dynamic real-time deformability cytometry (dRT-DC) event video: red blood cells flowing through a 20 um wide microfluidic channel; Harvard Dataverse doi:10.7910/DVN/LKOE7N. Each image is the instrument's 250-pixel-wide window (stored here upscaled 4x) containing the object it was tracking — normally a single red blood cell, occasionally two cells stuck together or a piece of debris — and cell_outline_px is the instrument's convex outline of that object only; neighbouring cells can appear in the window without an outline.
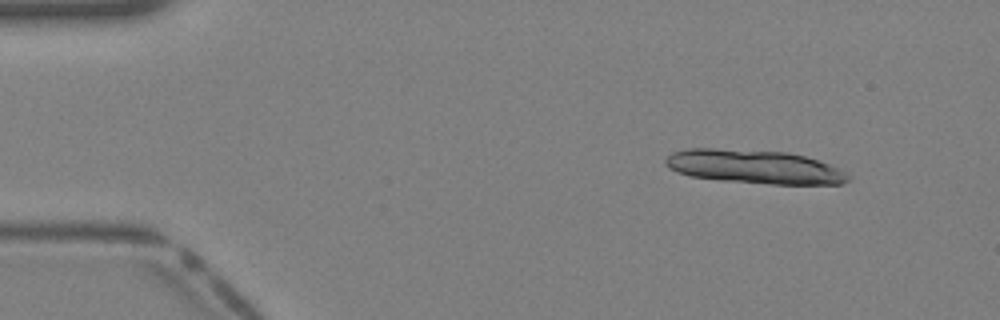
{"species": "Egyptian fruit bat (a non-hibernating species)", "species_latin": "Rousettus aegyptiacus", "temperature_condition": "warm", "stored_images_in_passage": 14, "camera_frame_rate_fps": 3000, "um_per_image_px": 0.085, "animal": {"sex": "female"}, "frame": {"image": 1, "passage_image": 3, "time_ms": 0.667, "image_size_px": [1000, 320], "cell_outline_px": [[852, 176], [848, 180], [840, 184], [772, 184], [720, 180], [692, 176], [676, 172], [668, 168], [664, 164], [664, 160], [672, 152], [688, 148], [712, 148], [788, 152], [804, 156], [840, 168]], "centroid_in_image_um": [64.1, 14.17], "position_along_channel_um": 20.9, "area_um2": 35.95}}
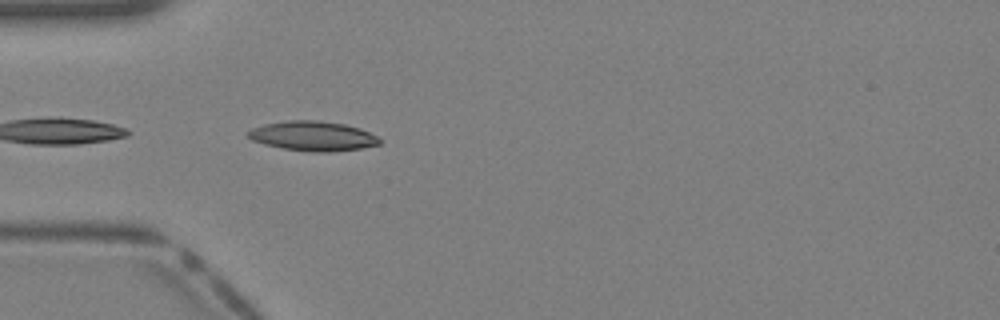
{"frame": {"image": 2, "passage_image": 11, "time_ms": 3.333, "image_size_px": [1000, 320], "cell_outline_px": [[384, 140], [380, 144], [360, 148], [328, 152], [312, 152], [284, 148], [264, 144], [252, 140], [248, 136], [248, 132], [252, 128], [264, 124], [288, 120], [316, 120], [344, 124], [360, 128], [380, 136]], "centroid_in_image_um": [26.65, 11.56], "position_along_channel_um": 58.4, "area_um2": 22.77}}